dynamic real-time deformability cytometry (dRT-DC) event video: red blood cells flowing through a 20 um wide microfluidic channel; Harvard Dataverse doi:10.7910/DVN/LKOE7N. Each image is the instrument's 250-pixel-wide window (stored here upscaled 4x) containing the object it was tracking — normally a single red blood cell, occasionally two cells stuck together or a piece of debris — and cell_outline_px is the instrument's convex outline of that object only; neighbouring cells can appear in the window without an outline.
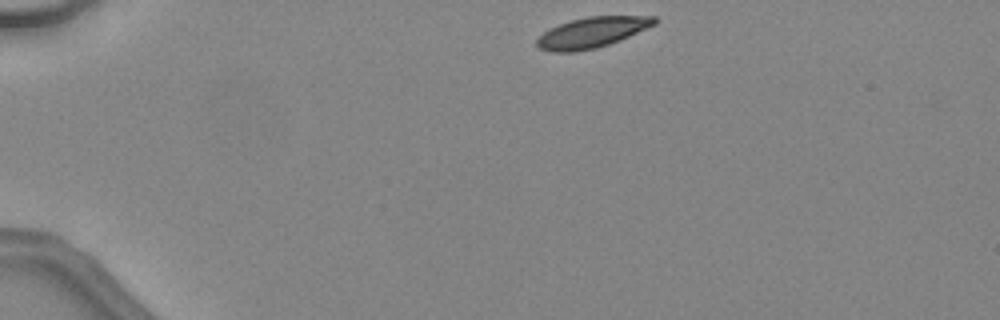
{"species": "common noctule bat (a hibernating species)", "species_latin": "Nyctalus noctula", "temperature_condition": "warm", "stored_images_in_passage": 38, "camera_frame_rate_fps": 3000, "um_per_image_px": 0.085, "animal": {"sex": "female", "body_mass_g": 24.6, "forearm_length_mm": 56.2}, "frame": {"image": 1, "passage_image": 1, "time_ms": 0.0, "image_size_px": [1000, 320], "cell_outline_px": [[656, 24], [620, 40], [596, 48], [572, 52], [552, 52], [536, 48], [536, 40], [544, 32], [560, 24], [572, 20], [588, 16], [656, 16]], "centroid_in_image_um": [50.3, 2.77], "position_along_channel_um": 34.7, "area_um2": 20.75}}
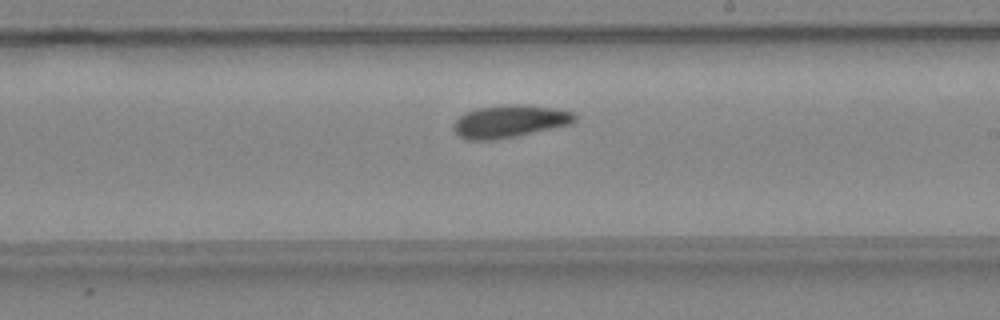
{"frame": {"image": 2, "passage_image": 20, "time_ms": 6.333, "image_size_px": [1000, 320], "cell_outline_px": [[576, 120], [572, 124], [516, 136], [492, 140], [468, 140], [460, 136], [452, 128], [452, 124], [464, 112], [476, 108], [508, 104], [520, 104], [556, 108], [572, 112], [576, 116]], "centroid_in_image_um": [43.31, 10.3], "position_along_channel_um": 245.7, "area_um2": 23.06}}
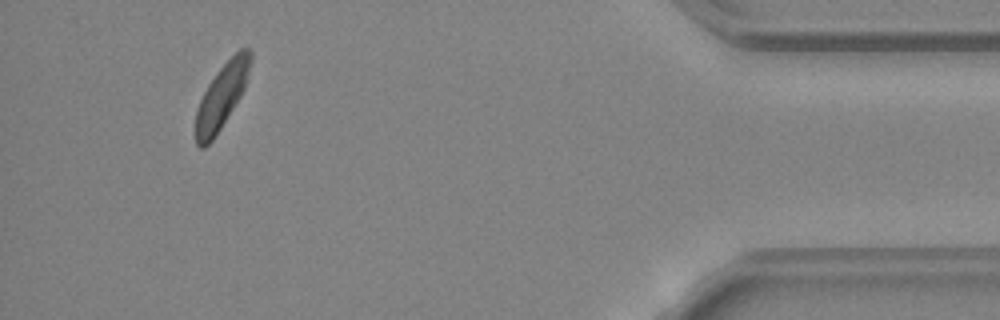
{"frame": {"image": 3, "passage_image": 35, "time_ms": 11.333, "image_size_px": [1000, 320], "cell_outline_px": [[252, 60], [244, 88], [240, 96], [220, 128], [212, 140], [204, 148], [200, 148], [196, 144], [196, 108], [208, 84], [216, 72], [240, 48], [248, 48], [252, 52]], "centroid_in_image_um": [18.84, 8.16], "position_along_channel_um": 416.4, "area_um2": 20.23}, "authors_computed_cell_mechanics": {"area_um2": 21.9062, "velocity_mm_per_s": 4.4886, "shape_relaxation_time_tau1_ms": 3.0222, "shape_relaxation_time_tau2_ms": null, "deformation_change_tau1": 0.0912, "deformation_change_tau2": null}}